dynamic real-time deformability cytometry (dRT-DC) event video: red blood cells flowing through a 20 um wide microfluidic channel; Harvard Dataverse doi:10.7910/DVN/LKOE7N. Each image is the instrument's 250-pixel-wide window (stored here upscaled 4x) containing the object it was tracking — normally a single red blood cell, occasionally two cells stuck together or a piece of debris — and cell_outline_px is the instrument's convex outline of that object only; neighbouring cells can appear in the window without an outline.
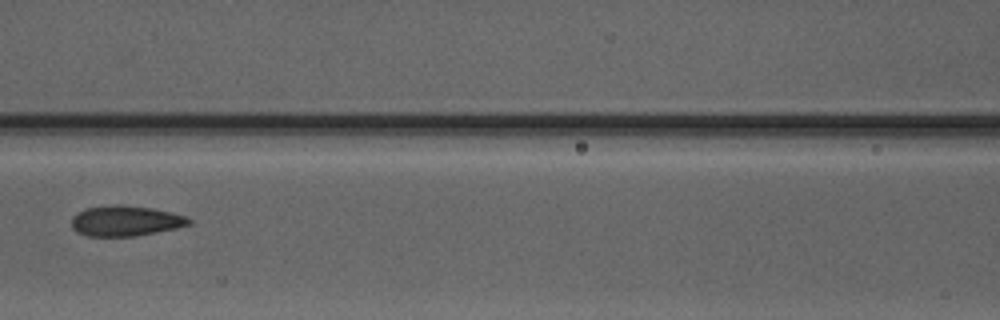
{"species": "Egyptian fruit bat (a non-hibernating species)", "species_latin": "Rousettus aegyptiacus", "temperature_condition": "warm", "stored_images_in_passage": 5, "camera_frame_rate_fps": 3000, "um_per_image_px": 0.085, "animal": {"sex": "male"}, "frame": {"image": 1, "passage_image": 5, "time_ms": 5.0, "image_size_px": [1000, 320], "cell_outline_px": [[192, 224], [176, 228], [136, 236], [88, 236], [76, 232], [72, 228], [72, 216], [76, 212], [84, 208], [116, 204], [120, 204], [152, 208], [184, 216], [192, 220]], "centroid_in_image_um": [10.62, 18.77], "position_along_channel_um": 156.0, "area_um2": 20.87}}